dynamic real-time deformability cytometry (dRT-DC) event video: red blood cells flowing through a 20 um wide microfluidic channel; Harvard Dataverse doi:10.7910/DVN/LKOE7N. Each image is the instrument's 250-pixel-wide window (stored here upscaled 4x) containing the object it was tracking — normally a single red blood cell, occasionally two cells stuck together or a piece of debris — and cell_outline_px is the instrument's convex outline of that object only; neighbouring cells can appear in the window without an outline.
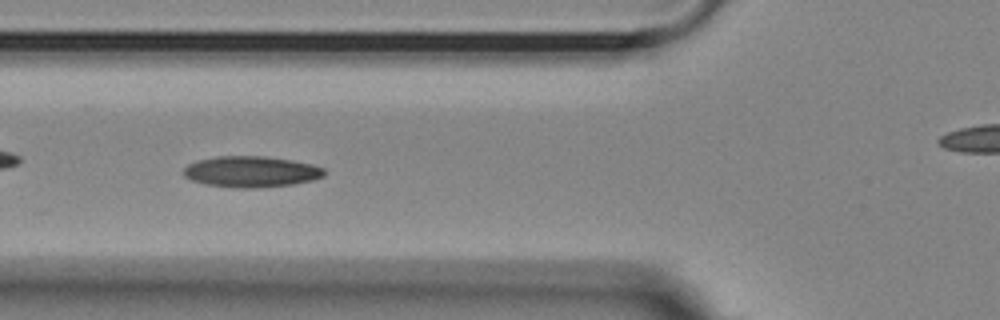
{"species": "Egyptian fruit bat (a non-hibernating species)", "species_latin": "Rousettus aegyptiacus", "temperature_condition": "room temperature", "stored_images_in_passage": 44, "camera_frame_rate_fps": 3000, "um_per_image_px": 0.085, "animal": {"sex": "female"}, "frame": {"image": 1, "passage_image": 8, "time_ms": 2.333, "image_size_px": [1000, 320], "cell_outline_px": [[324, 176], [312, 180], [292, 184], [256, 188], [236, 188], [204, 184], [192, 180], [184, 176], [184, 168], [188, 164], [196, 160], [216, 156], [264, 156], [292, 160], [312, 164], [324, 168]], "centroid_in_image_um": [21.32, 14.59], "position_along_channel_um": 104.5, "area_um2": 25.49}}
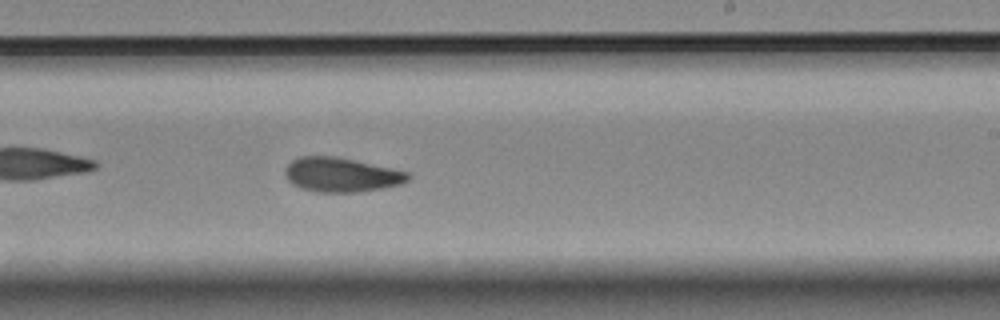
{"frame": {"image": 2, "passage_image": 21, "time_ms": 6.667, "image_size_px": [1000, 320], "cell_outline_px": [[408, 180], [400, 184], [380, 188], [356, 192], [320, 192], [300, 188], [292, 184], [288, 180], [284, 172], [284, 168], [292, 160], [300, 156], [336, 156], [408, 172]], "centroid_in_image_um": [28.94, 14.85], "position_along_channel_um": 260.1, "area_um2": 24.33}}
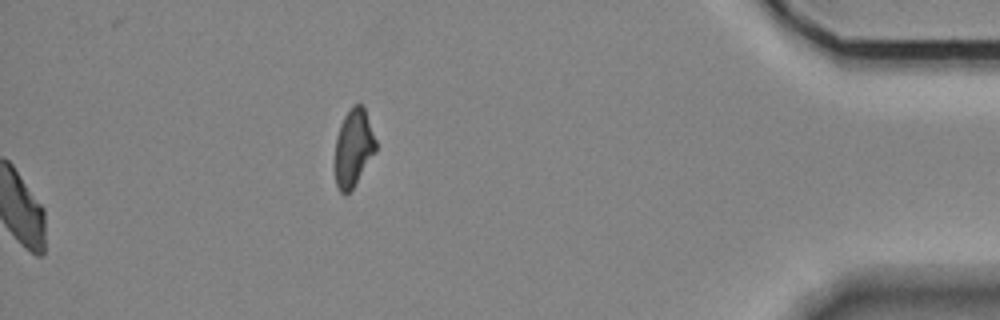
{"frame": {"image": 3, "passage_image": 44, "time_ms": 14.333, "image_size_px": [1000, 320], "cell_outline_px": [[376, 152], [352, 188], [348, 192], [340, 192], [336, 184], [336, 136], [340, 124], [344, 116], [352, 104], [360, 104], [364, 108], [376, 140]], "centroid_in_image_um": [30.05, 12.52], "position_along_channel_um": 405.1, "area_um2": 18.09}, "authors_computed_cell_mechanics": {"area_um2": 24.1893, "velocity_mm_per_s": 3.5904, "shape_relaxation_time_tau1_ms": null, "shape_relaxation_time_tau2_ms": 4.807, "deformation_change_tau1": null, "deformation_change_tau2": 0.1062}}